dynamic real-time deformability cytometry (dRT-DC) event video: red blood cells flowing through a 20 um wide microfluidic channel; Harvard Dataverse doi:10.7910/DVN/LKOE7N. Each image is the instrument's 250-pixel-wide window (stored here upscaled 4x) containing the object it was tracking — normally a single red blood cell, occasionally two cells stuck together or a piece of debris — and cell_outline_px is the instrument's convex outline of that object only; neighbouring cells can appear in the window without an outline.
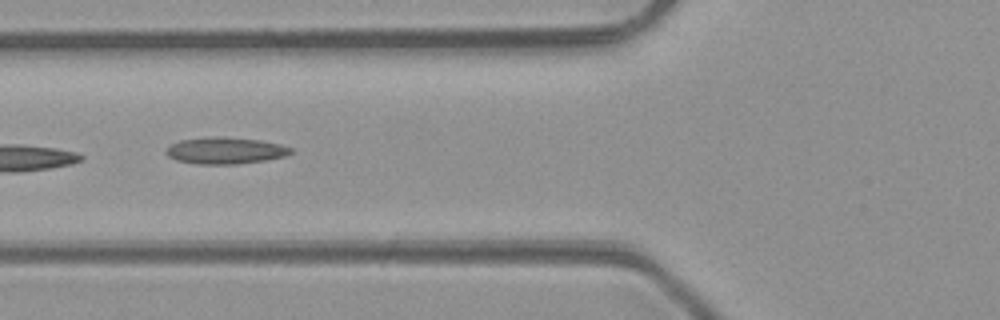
{"species": "common noctule bat (a hibernating species)", "species_latin": "Nyctalus noctula", "temperature_condition": "room temperature", "stored_images_in_passage": 3, "camera_frame_rate_fps": 3000, "um_per_image_px": 0.085, "animal": {"sex": "male", "body_mass_g": 23.1, "forearm_length_mm": 52.7}, "frame": {"image": 1, "passage_image": 2, "time_ms": 1.333, "image_size_px": [1000, 320], "cell_outline_px": [[292, 152], [288, 156], [264, 160], [236, 164], [196, 164], [176, 160], [168, 156], [164, 152], [172, 144], [180, 140], [260, 140], [280, 144], [292, 148]], "centroid_in_image_um": [19.2, 12.87], "position_along_channel_um": 106.6, "area_um2": 18.15}}
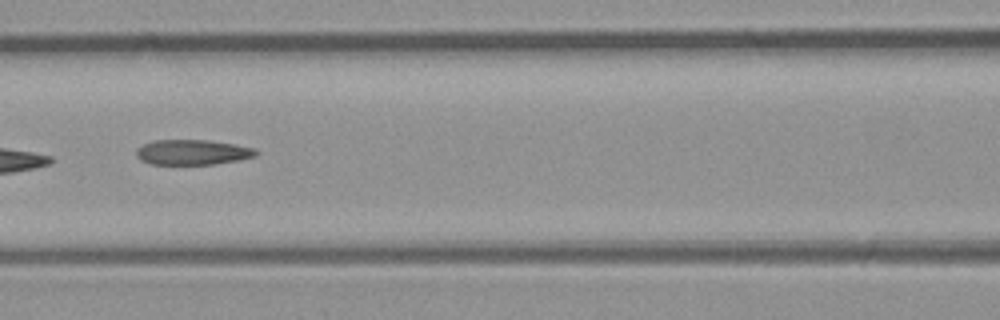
{"frame": {"image": 2, "passage_image": 3, "time_ms": 2.333, "image_size_px": [1000, 320], "cell_outline_px": [[260, 152], [256, 156], [240, 160], [212, 164], [148, 164], [140, 160], [136, 156], [136, 148], [152, 140], [208, 140], [256, 148]], "centroid_in_image_um": [16.36, 12.94], "position_along_channel_um": 150.2, "area_um2": 17.69}}